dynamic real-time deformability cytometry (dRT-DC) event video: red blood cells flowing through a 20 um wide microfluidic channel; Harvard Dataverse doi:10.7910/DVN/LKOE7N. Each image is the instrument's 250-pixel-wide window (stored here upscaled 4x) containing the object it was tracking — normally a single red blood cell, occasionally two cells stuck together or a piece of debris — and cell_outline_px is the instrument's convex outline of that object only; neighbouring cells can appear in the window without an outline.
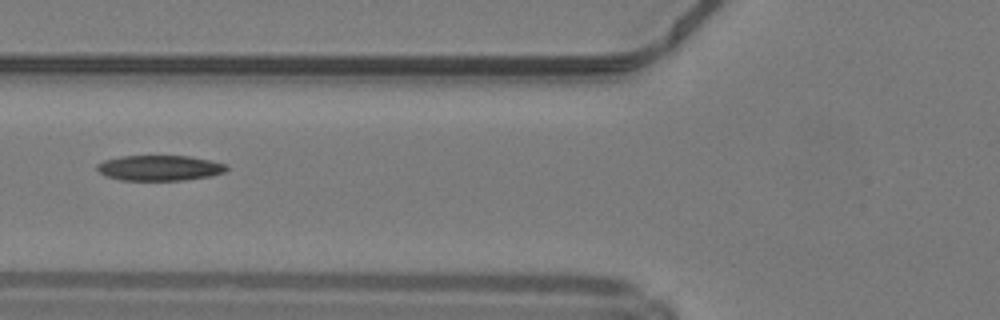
{"species": "common noctule bat (a hibernating species)", "species_latin": "Nyctalus noctula", "temperature_condition": "warm", "stored_images_in_passage": 33, "camera_frame_rate_fps": 3000, "um_per_image_px": 0.085, "animal": {"sex": "male", "body_mass_g": 19.2, "forearm_length_mm": 51.8}, "frame": {"image": 1, "passage_image": 6, "time_ms": 1.667, "image_size_px": [1000, 320], "cell_outline_px": [[228, 168], [224, 172], [212, 176], [184, 180], [120, 180], [108, 176], [100, 172], [96, 168], [96, 164], [104, 160], [120, 156], [192, 156], [212, 160], [228, 164]], "centroid_in_image_um": [13.61, 14.27], "position_along_channel_um": 112.2, "area_um2": 19.31}, "authors_computed_cell_mechanics": {"area_um2": 19.4208, "velocity_mm_per_s": 4.2365, "shape_relaxation_time_tau1_ms": null, "shape_relaxation_time_tau2_ms": 5.2552, "deformation_change_tau1": null, "deformation_change_tau2": 0.1465}}